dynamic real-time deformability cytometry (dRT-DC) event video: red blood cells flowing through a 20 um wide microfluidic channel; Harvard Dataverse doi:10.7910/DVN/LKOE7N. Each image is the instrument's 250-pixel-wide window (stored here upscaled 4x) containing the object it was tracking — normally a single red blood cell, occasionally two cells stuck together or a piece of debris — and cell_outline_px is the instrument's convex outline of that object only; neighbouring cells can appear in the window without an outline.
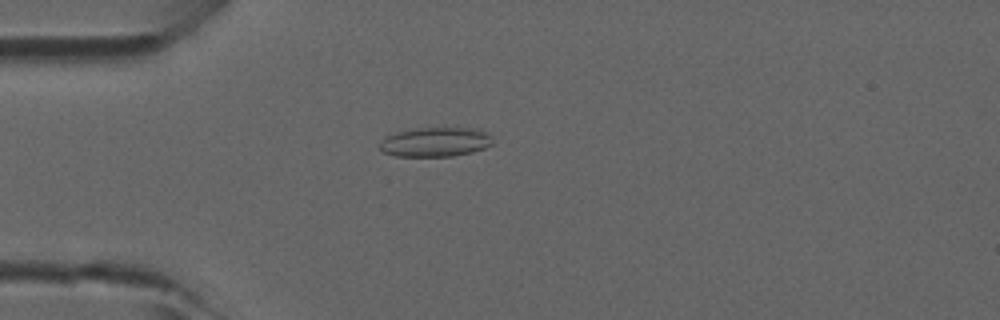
{"species": "common noctule bat (a hibernating species)", "species_latin": "Nyctalus noctula", "temperature_condition": "room temperature", "stored_images_in_passage": 5, "camera_frame_rate_fps": 3000, "um_per_image_px": 0.085, "animal": {"sex": "male", "forearm_length_mm": 52.5}, "frame": {"image": 1, "passage_image": 4, "time_ms": 1.0, "image_size_px": [1000, 320], "cell_outline_px": [[492, 144], [484, 148], [472, 152], [452, 156], [396, 156], [384, 152], [376, 148], [380, 140], [396, 132], [416, 128], [480, 128], [492, 136]], "centroid_in_image_um": [36.99, 12.06], "position_along_channel_um": 48.0, "area_um2": 19.54}}